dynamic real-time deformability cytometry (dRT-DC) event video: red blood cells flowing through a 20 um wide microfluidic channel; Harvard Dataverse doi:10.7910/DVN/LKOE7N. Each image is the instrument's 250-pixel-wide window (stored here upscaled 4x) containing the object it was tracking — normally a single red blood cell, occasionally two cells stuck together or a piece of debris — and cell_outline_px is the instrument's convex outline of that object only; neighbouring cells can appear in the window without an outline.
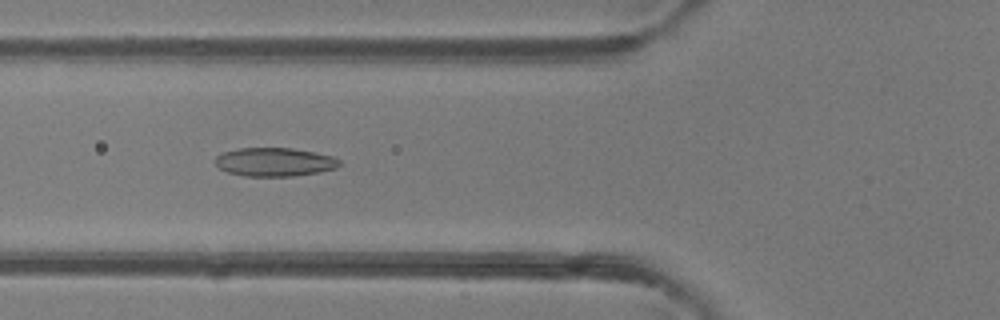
{"species": "common noctule bat (a hibernating species)", "species_latin": "Nyctalus noctula", "temperature_condition": "room temperature", "stored_images_in_passage": 50, "camera_frame_rate_fps": 3000, "um_per_image_px": 0.085, "animal": {"sex": "female"}, "frame": {"image": 1, "passage_image": 19, "time_ms": 6.0, "image_size_px": [1000, 320], "cell_outline_px": [[340, 164], [336, 168], [320, 172], [292, 176], [244, 176], [228, 172], [220, 168], [212, 160], [216, 156], [224, 152], [240, 148], [292, 148], [332, 156], [340, 160]], "centroid_in_image_um": [23.32, 13.77], "position_along_channel_um": 102.5, "area_um2": 20.63}}
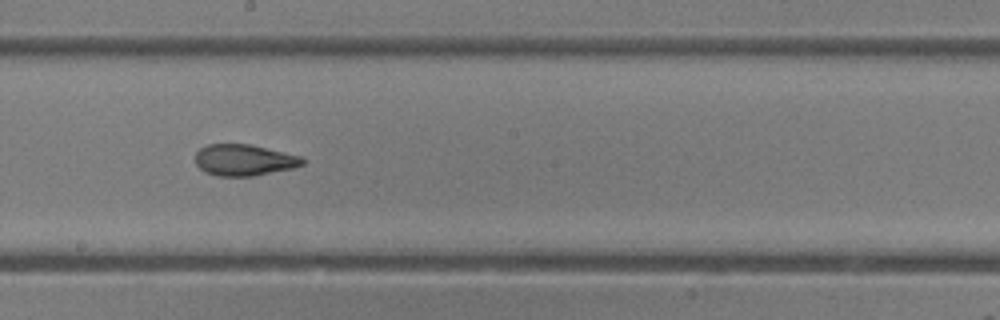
{"frame": {"image": 2, "passage_image": 28, "time_ms": 9.0, "image_size_px": [1000, 320], "cell_outline_px": [[304, 164], [292, 168], [252, 176], [216, 176], [204, 172], [196, 164], [196, 152], [200, 148], [208, 144], [248, 144], [304, 156]], "centroid_in_image_um": [20.75, 13.6], "position_along_channel_um": 227.5, "area_um2": 19.59}}
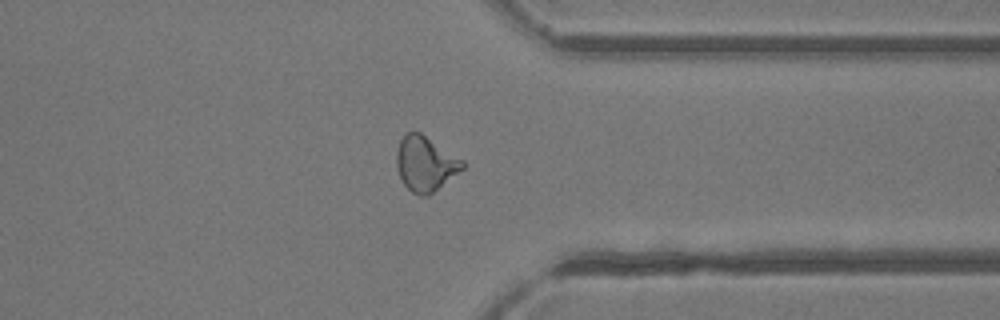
{"frame": {"image": 3, "passage_image": 39, "time_ms": 12.667, "image_size_px": [1000, 320], "cell_outline_px": [[464, 168], [428, 196], [420, 196], [412, 192], [404, 184], [396, 168], [396, 152], [400, 140], [408, 132], [420, 132], [464, 160]], "centroid_in_image_um": [36.15, 13.92], "position_along_channel_um": 375.3, "area_um2": 20.98}, "authors_computed_cell_mechanics": {"area_um2": 21.1259, "velocity_mm_per_s": 4.1543, "shape_relaxation_time_tau1_ms": 10.9243, "shape_relaxation_time_tau2_ms": 1.9625, "deformation_change_tau1": 0.2551, "deformation_change_tau2": 0.0966}}